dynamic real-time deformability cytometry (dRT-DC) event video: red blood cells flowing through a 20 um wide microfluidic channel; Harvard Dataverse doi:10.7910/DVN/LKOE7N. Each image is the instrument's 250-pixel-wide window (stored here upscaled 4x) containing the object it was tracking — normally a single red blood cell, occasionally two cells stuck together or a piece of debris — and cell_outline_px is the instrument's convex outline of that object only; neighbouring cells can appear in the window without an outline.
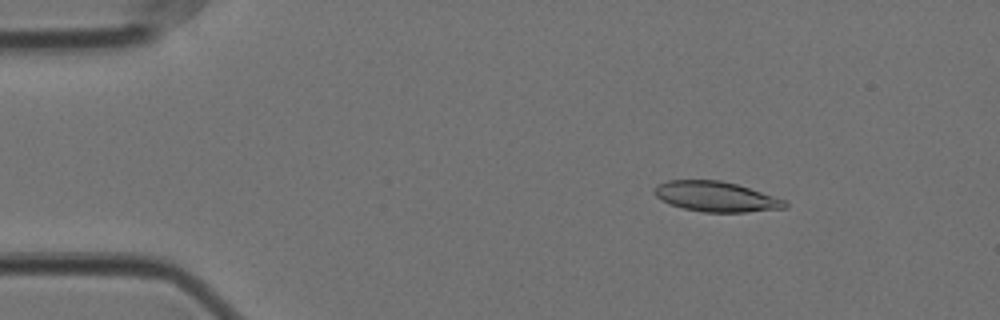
{"species": "Egyptian fruit bat (a non-hibernating species)", "species_latin": "Rousettus aegyptiacus", "temperature_condition": "cold", "stored_images_in_passage": 55, "camera_frame_rate_fps": 3000, "um_per_image_px": 0.085, "animal": {"sex": "female"}, "frame": {"image": 1, "passage_image": 5, "time_ms": 1.333, "image_size_px": [1000, 320], "cell_outline_px": [[788, 208], [748, 212], [704, 212], [684, 208], [668, 204], [656, 196], [652, 192], [656, 184], [668, 180], [720, 180], [736, 184], [788, 200]], "centroid_in_image_um": [60.87, 16.71], "position_along_channel_um": 24.1, "area_um2": 23.18}}
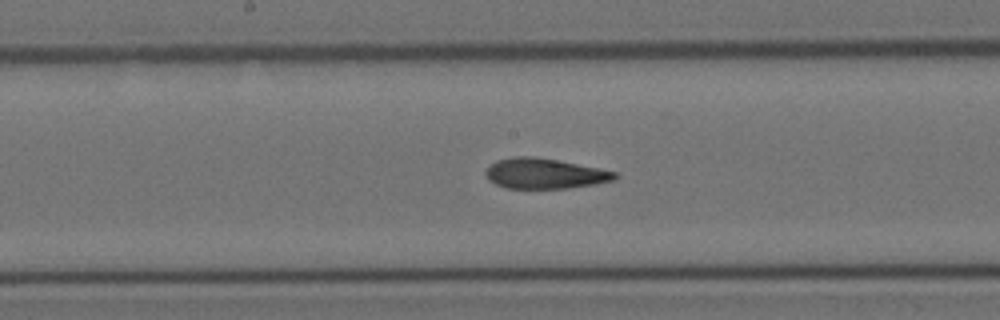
{"frame": {"image": 2, "passage_image": 26, "time_ms": 8.333, "image_size_px": [1000, 320], "cell_outline_px": [[620, 176], [616, 180], [596, 184], [568, 188], [504, 188], [488, 180], [484, 172], [496, 160], [516, 156], [532, 156], [556, 160], [616, 172]], "centroid_in_image_um": [46.29, 14.76], "position_along_channel_um": 201.9, "area_um2": 22.72}}
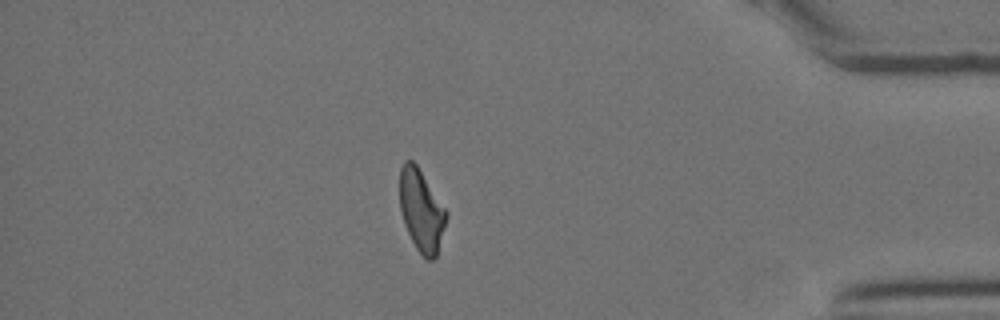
{"frame": {"image": 3, "passage_image": 46, "time_ms": 15.0, "image_size_px": [1000, 320], "cell_outline_px": [[448, 216], [436, 256], [432, 260], [428, 260], [416, 248], [404, 224], [400, 208], [400, 168], [404, 160], [412, 160], [416, 164], [448, 212]], "centroid_in_image_um": [35.81, 17.88], "position_along_channel_um": 399.4, "area_um2": 22.02}, "authors_computed_cell_mechanics": {"area_um2": 23.0044, "velocity_mm_per_s": 3.5368, "shape_relaxation_time_tau1_ms": 9.5892, "shape_relaxation_time_tau2_ms": 2.9359, "deformation_change_tau1": 0.2286, "deformation_change_tau2": 0.0988}}